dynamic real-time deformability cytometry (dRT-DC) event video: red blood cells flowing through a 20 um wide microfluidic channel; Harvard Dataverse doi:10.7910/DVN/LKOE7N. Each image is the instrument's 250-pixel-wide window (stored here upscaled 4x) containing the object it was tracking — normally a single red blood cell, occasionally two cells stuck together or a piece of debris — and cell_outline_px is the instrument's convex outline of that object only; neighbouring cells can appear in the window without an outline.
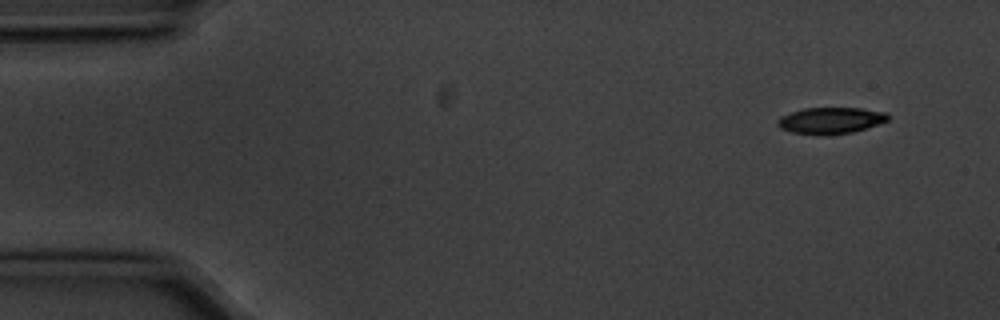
{"species": "common noctule bat (a hibernating species)", "species_latin": "Nyctalus noctula", "temperature_condition": "cold", "stored_images_in_passage": 4, "camera_frame_rate_fps": 3000, "um_per_image_px": 0.085, "animal": {"sex": "male", "body_mass_g": 20.1, "forearm_length_mm": 53.5}, "frame": {"image": 1, "passage_image": 1, "time_ms": 0.0, "image_size_px": [1000, 320], "cell_outline_px": [[888, 120], [852, 132], [828, 136], [824, 136], [792, 132], [780, 128], [776, 124], [776, 120], [780, 116], [804, 108], [860, 108], [884, 112], [888, 116]], "centroid_in_image_um": [70.53, 10.25], "position_along_channel_um": 14.5, "area_um2": 16.94}}
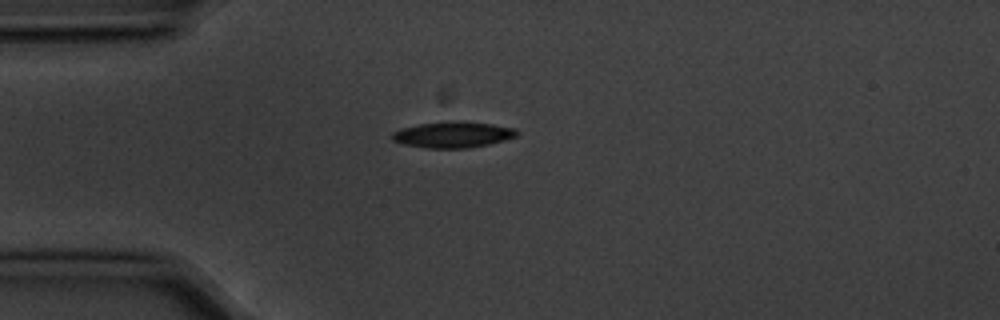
{"frame": {"image": 2, "passage_image": 4, "time_ms": 1.0, "image_size_px": [1000, 320], "cell_outline_px": [[520, 132], [516, 136], [504, 140], [488, 144], [468, 148], [428, 148], [400, 144], [392, 140], [392, 132], [400, 128], [420, 124], [448, 120], [464, 120], [492, 124], [516, 128]], "centroid_in_image_um": [38.49, 11.43], "position_along_channel_um": 46.5, "area_um2": 19.31}}